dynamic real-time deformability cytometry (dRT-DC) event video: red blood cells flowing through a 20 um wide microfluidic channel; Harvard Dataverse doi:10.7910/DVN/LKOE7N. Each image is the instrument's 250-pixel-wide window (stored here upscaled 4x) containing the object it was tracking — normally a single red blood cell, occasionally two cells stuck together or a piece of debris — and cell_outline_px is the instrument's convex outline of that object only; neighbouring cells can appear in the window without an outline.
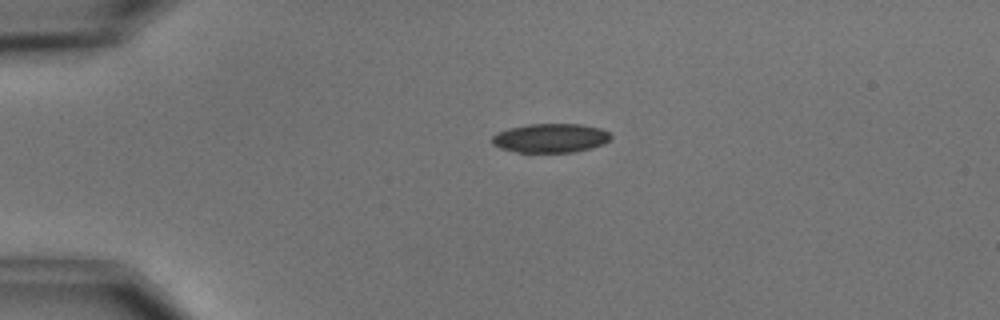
{"species": "common noctule bat (a hibernating species)", "species_latin": "Nyctalus noctula", "temperature_condition": "cold", "stored_images_in_passage": 2, "camera_frame_rate_fps": 3000, "um_per_image_px": 0.085, "animal": {"sex": "male", "body_mass_g": 15.6}, "frame": {"image": 1, "passage_image": 1, "time_ms": 0.0, "image_size_px": [1000, 320], "cell_outline_px": [[612, 136], [604, 144], [592, 148], [572, 152], [516, 152], [500, 148], [492, 144], [492, 136], [496, 132], [508, 128], [528, 124], [580, 124], [600, 128], [608, 132]], "centroid_in_image_um": [46.77, 11.73], "position_along_channel_um": 38.2, "area_um2": 20.17}}